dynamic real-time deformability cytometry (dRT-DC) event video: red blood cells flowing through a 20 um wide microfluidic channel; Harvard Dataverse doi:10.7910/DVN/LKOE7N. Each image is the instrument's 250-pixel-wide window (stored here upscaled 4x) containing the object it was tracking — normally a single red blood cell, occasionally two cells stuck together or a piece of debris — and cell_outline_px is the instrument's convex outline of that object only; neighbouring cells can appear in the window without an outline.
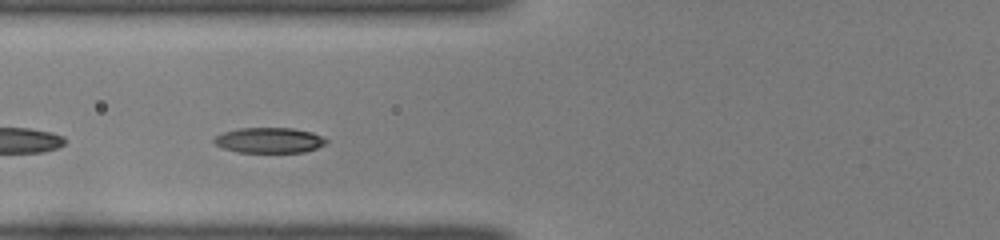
{"species": "common noctule bat (a hibernating species)", "species_latin": "Nyctalus noctula", "temperature_condition": "room temperature", "stored_images_in_passage": 32, "camera_frame_rate_fps": 3000, "um_per_image_px": 0.085, "animal": {"sex": "female", "body_mass_g": 22.0, "forearm_length_mm": 56.7}, "frame": {"image": 1, "passage_image": 9, "time_ms": 2.667, "image_size_px": [1000, 240], "cell_outline_px": [[328, 140], [324, 144], [316, 148], [304, 152], [236, 152], [224, 148], [216, 144], [212, 140], [216, 136], [224, 132], [240, 128], [292, 128], [312, 132]], "centroid_in_image_um": [22.87, 11.92], "position_along_channel_um": 102.9, "area_um2": 16.42}}
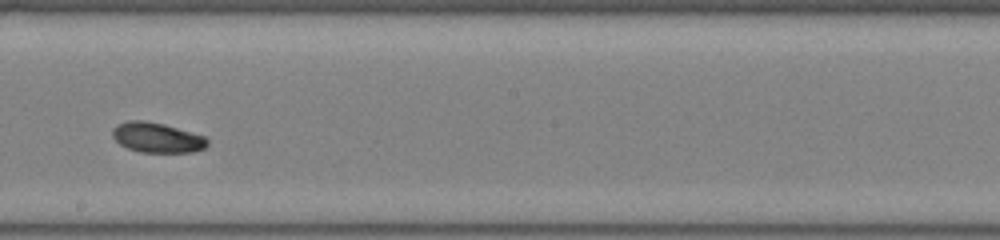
{"frame": {"image": 2, "passage_image": 19, "time_ms": 6.0, "image_size_px": [1000, 240], "cell_outline_px": [[208, 144], [204, 148], [192, 152], [140, 152], [128, 148], [120, 144], [112, 136], [112, 128], [116, 124], [128, 120], [144, 120], [164, 124], [204, 136], [208, 140]], "centroid_in_image_um": [13.31, 11.68], "position_along_channel_um": 234.9, "area_um2": 16.59}}
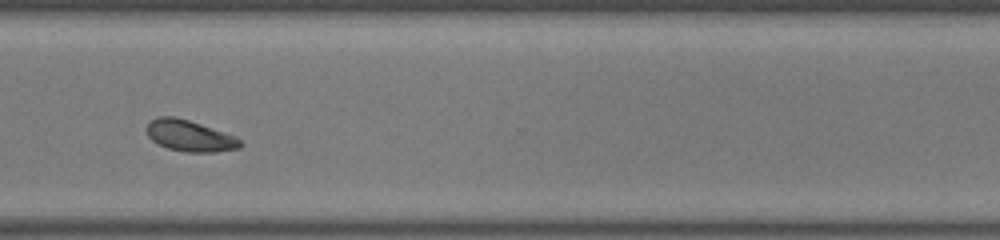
{"frame": {"image": 3, "passage_image": 28, "time_ms": 9.0, "image_size_px": [1000, 240], "cell_outline_px": [[244, 144], [240, 148], [216, 152], [184, 152], [168, 148], [152, 140], [148, 136], [144, 128], [156, 116], [172, 116], [188, 120], [236, 136]], "centroid_in_image_um": [16.13, 11.55], "position_along_channel_um": 354.5, "area_um2": 17.05}, "authors_computed_cell_mechanics": {"area_um2": 16.5886, "velocity_mm_per_s": 3.9685, "shape_relaxation_time_tau1_ms": 2.5455, "shape_relaxation_time_tau2_ms": 8.1962, "deformation_change_tau1": 0.1017, "deformation_change_tau2": 0.0801}}